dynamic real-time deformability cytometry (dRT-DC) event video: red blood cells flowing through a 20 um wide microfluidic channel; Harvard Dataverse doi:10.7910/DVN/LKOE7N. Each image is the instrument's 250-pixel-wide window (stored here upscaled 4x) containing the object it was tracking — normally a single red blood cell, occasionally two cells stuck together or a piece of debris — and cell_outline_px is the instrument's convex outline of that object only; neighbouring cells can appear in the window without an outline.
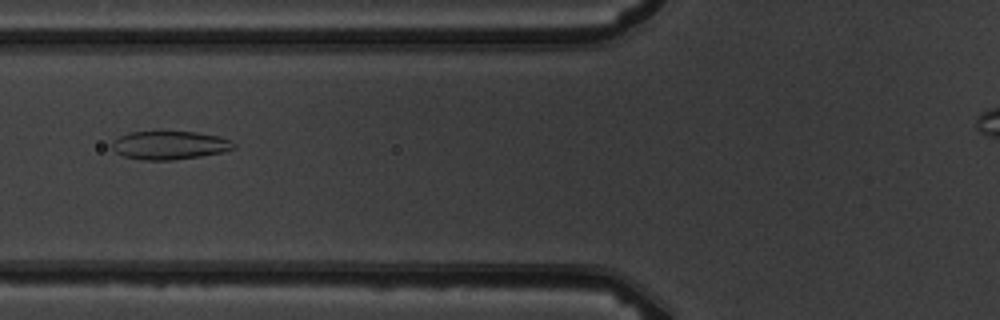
{"species": "common noctule bat (a hibernating species)", "species_latin": "Nyctalus noctula", "temperature_condition": "warm", "stored_images_in_passage": 11, "camera_frame_rate_fps": 3000, "um_per_image_px": 0.085, "animal": {"sex": "male", "body_mass_g": 19.5, "forearm_length_mm": 54.6}, "frame": {"image": 1, "passage_image": 7, "time_ms": 7.0, "image_size_px": [1000, 320], "cell_outline_px": [[236, 148], [224, 152], [200, 156], [172, 160], [144, 160], [124, 156], [116, 152], [112, 148], [112, 140], [128, 132], [156, 128], [196, 132], [220, 136], [236, 144]], "centroid_in_image_um": [14.39, 12.29], "position_along_channel_um": 111.4, "area_um2": 21.1}}
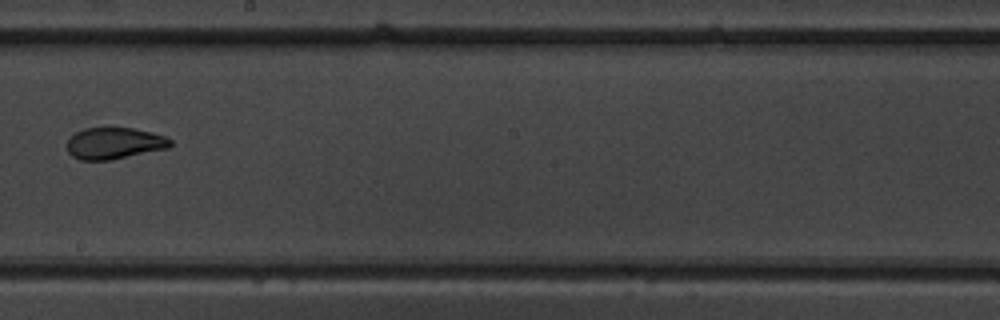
{"frame": {"image": 2, "passage_image": 10, "time_ms": 10.333, "image_size_px": [1000, 320], "cell_outline_px": [[172, 144], [168, 148], [108, 160], [80, 160], [72, 156], [68, 152], [68, 140], [76, 132], [84, 128], [132, 128], [164, 136], [172, 140]], "centroid_in_image_um": [9.7, 12.18], "position_along_channel_um": 238.5, "area_um2": 18.67}}
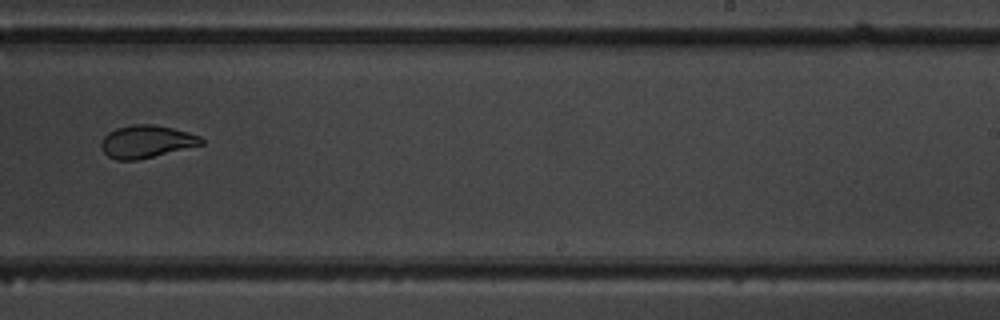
{"frame": {"image": 3, "passage_image": 11, "time_ms": 11.333, "image_size_px": [1000, 320], "cell_outline_px": [[204, 144], [136, 160], [116, 160], [108, 156], [100, 148], [100, 144], [104, 136], [108, 132], [116, 128], [132, 124], [152, 124], [172, 128], [188, 132], [200, 136], [204, 140]], "centroid_in_image_um": [12.42, 12.03], "position_along_channel_um": 276.6, "area_um2": 18.96}}